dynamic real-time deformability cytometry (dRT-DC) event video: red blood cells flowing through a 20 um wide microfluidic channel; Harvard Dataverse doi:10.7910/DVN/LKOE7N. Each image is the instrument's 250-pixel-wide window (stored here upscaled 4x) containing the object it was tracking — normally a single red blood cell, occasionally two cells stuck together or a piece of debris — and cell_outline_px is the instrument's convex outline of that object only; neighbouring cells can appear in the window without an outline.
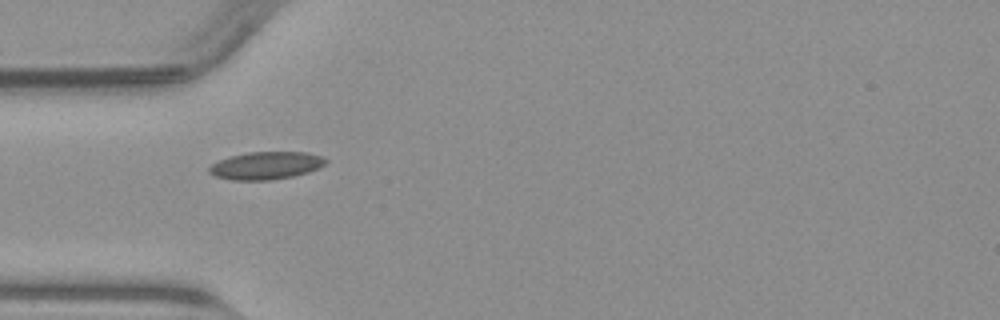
{"species": "common noctule bat (a hibernating species)", "species_latin": "Nyctalus noctula", "temperature_condition": "warm", "stored_images_in_passage": 36, "camera_frame_rate_fps": 3000, "um_per_image_px": 0.085, "animal": {"sex": "male", "body_mass_g": 23.1, "forearm_length_mm": 52.7}, "frame": {"image": 1, "passage_image": 1, "time_ms": 0.0, "image_size_px": [1000, 320], "cell_outline_px": [[328, 160], [320, 168], [308, 172], [292, 176], [272, 180], [232, 180], [216, 176], [208, 172], [208, 168], [212, 164], [220, 160], [232, 156], [248, 152], [308, 152], [324, 156]], "centroid_in_image_um": [22.65, 14.07], "position_along_channel_um": 62.3, "area_um2": 18.79}}
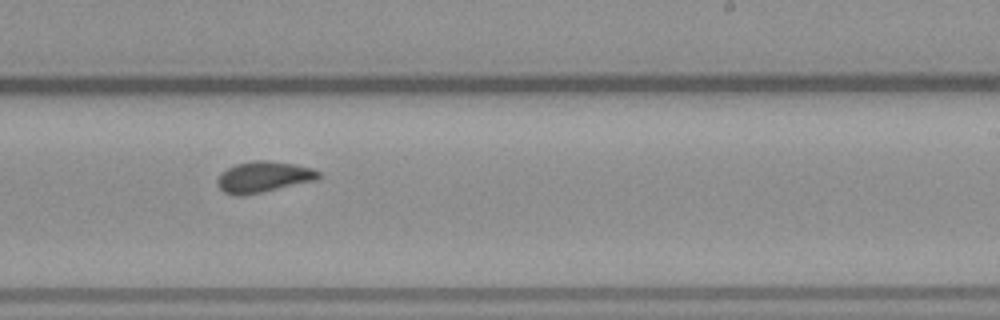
{"frame": {"image": 2, "passage_image": 16, "time_ms": 5.0, "image_size_px": [1000, 320], "cell_outline_px": [[320, 176], [316, 180], [244, 196], [236, 196], [224, 192], [216, 184], [216, 180], [220, 172], [236, 164], [256, 160], [268, 160], [292, 164], [312, 168], [320, 172]], "centroid_in_image_um": [22.35, 15.04], "position_along_channel_um": 266.6, "area_um2": 18.26}}
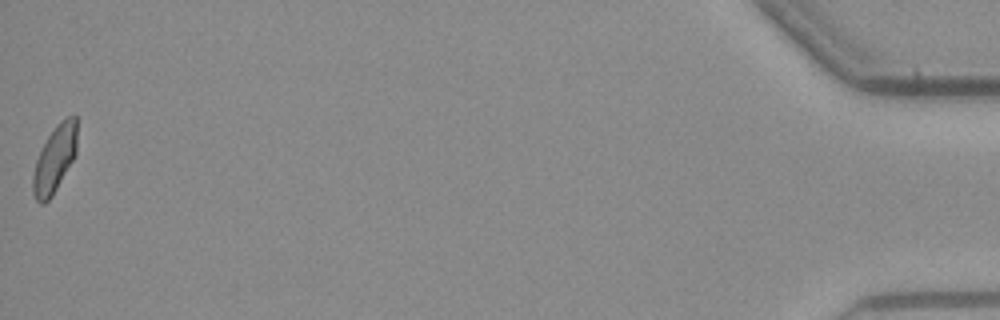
{"frame": {"image": 3, "passage_image": 36, "time_ms": 11.667, "image_size_px": [1000, 320], "cell_outline_px": [[76, 152], [72, 160], [52, 196], [44, 204], [40, 204], [36, 200], [32, 192], [32, 176], [36, 160], [48, 136], [56, 124], [60, 120], [68, 116], [76, 116]], "centroid_in_image_um": [4.62, 13.53], "position_along_channel_um": 430.6, "area_um2": 16.94}}